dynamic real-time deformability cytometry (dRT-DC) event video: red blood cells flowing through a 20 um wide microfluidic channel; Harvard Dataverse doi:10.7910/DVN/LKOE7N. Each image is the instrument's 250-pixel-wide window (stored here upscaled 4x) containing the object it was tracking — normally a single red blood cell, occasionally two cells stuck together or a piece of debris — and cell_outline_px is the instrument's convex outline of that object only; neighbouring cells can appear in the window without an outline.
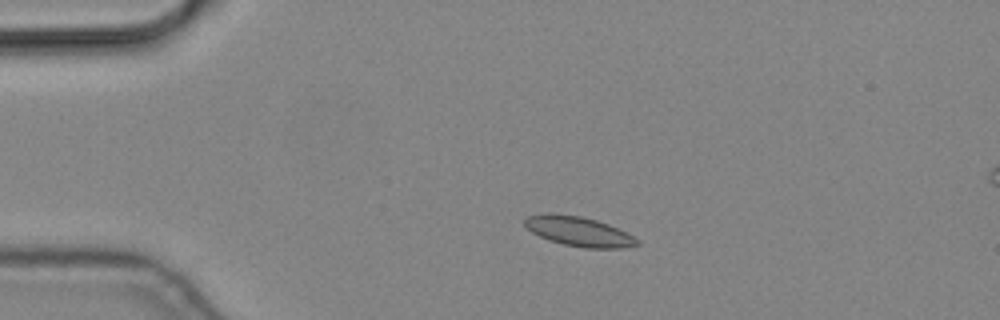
{"species": "common noctule bat (a hibernating species)", "species_latin": "Nyctalus noctula", "temperature_condition": "cold", "stored_images_in_passage": 6, "camera_frame_rate_fps": 3000, "um_per_image_px": 0.085, "animal": {"sex": "male", "body_mass_g": 19.2, "forearm_length_mm": 51.8}, "frame": {"image": 1, "passage_image": 3, "time_ms": 0.667, "image_size_px": [1000, 320], "cell_outline_px": [[640, 244], [620, 248], [584, 248], [564, 244], [548, 240], [532, 232], [524, 224], [524, 220], [528, 216], [548, 212], [552, 212], [580, 216], [596, 220], [608, 224], [640, 240]], "centroid_in_image_um": [49.17, 19.66], "position_along_channel_um": 35.8, "area_um2": 19.31}}
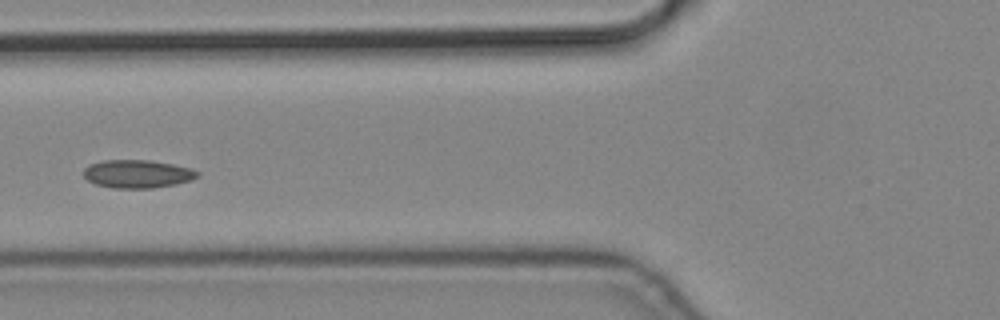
{"frame": {"image": 2, "passage_image": 6, "time_ms": 1.667, "image_size_px": [1000, 320], "cell_outline_px": [[200, 176], [192, 180], [176, 184], [152, 188], [112, 188], [96, 184], [88, 180], [84, 176], [84, 168], [88, 164], [104, 160], [148, 160], [172, 164], [192, 168], [200, 172]], "centroid_in_image_um": [11.71, 14.78], "position_along_channel_um": 114.1, "area_um2": 18.79}}